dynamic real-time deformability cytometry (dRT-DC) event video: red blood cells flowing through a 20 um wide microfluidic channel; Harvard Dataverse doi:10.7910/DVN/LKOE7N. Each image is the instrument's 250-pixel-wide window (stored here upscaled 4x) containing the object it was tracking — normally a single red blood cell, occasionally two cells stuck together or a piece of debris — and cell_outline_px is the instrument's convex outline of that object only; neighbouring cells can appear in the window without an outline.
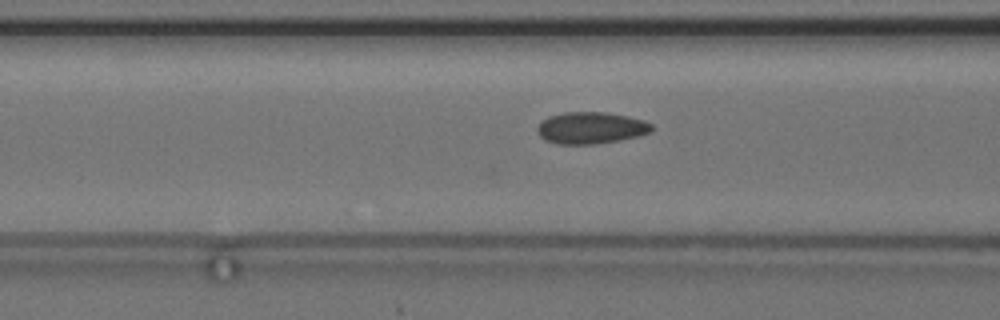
{"species": "common noctule bat (a hibernating species)", "species_latin": "Nyctalus noctula", "temperature_condition": "cold", "stored_images_in_passage": 26, "camera_frame_rate_fps": 3000, "um_per_image_px": 0.085, "animal": {"sex": "female", "body_mass_g": 24.6, "forearm_length_mm": 56.2}, "frame": {"image": 1, "passage_image": 4, "time_ms": 1.0, "image_size_px": [1000, 320], "cell_outline_px": [[652, 132], [640, 136], [620, 140], [596, 144], [556, 144], [544, 140], [540, 136], [536, 128], [548, 116], [564, 112], [608, 112], [628, 116], [644, 120], [652, 124]], "centroid_in_image_um": [50.25, 10.87], "position_along_channel_um": 116.4, "area_um2": 21.39}}